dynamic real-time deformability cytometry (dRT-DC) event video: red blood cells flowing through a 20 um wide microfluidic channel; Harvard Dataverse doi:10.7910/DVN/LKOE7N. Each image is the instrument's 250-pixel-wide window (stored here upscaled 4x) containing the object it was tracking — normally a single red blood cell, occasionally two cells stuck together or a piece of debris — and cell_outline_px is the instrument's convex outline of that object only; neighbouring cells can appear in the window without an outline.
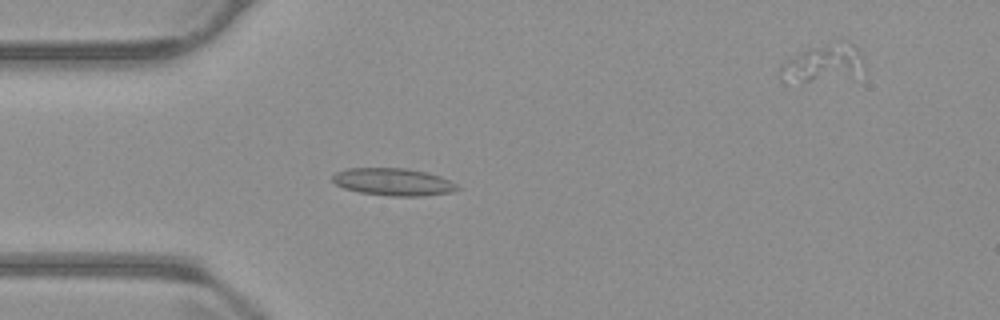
{"species": "common noctule bat (a hibernating species)", "species_latin": "Nyctalus noctula", "temperature_condition": "warm", "stored_images_in_passage": 45, "camera_frame_rate_fps": 3000, "um_per_image_px": 0.085, "animal": {"sex": "male", "body_mass_g": 23.1, "forearm_length_mm": 52.7}, "frame": {"image": 1, "passage_image": 9, "time_ms": 2.667, "image_size_px": [1000, 320], "cell_outline_px": [[460, 188], [452, 192], [424, 196], [388, 196], [360, 192], [344, 188], [336, 184], [332, 180], [332, 176], [336, 172], [344, 168], [408, 168], [428, 172], [440, 176], [456, 184]], "centroid_in_image_um": [33.42, 15.46], "position_along_channel_um": 51.6, "area_um2": 20.06}}
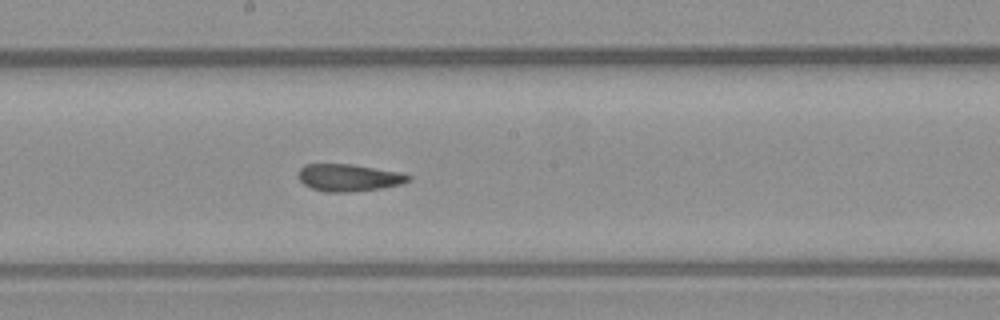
{"frame": {"image": 2, "passage_image": 23, "time_ms": 7.333, "image_size_px": [1000, 320], "cell_outline_px": [[412, 176], [408, 180], [400, 184], [380, 188], [348, 192], [324, 192], [312, 188], [304, 184], [296, 176], [300, 168], [304, 164], [352, 164], [400, 172]], "centroid_in_image_um": [29.59, 15.09], "position_along_channel_um": 218.6, "area_um2": 17.4}}
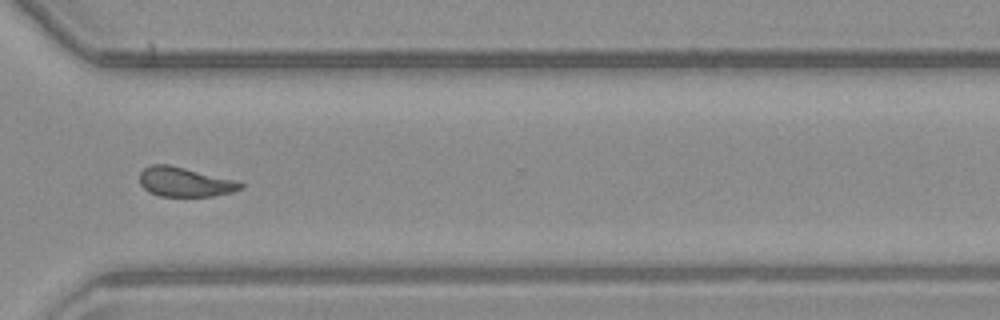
{"frame": {"image": 3, "passage_image": 34, "time_ms": 11.0, "image_size_px": [1000, 320], "cell_outline_px": [[244, 188], [232, 192], [212, 196], [160, 196], [148, 192], [140, 184], [140, 172], [144, 168], [152, 164], [168, 164], [240, 180], [244, 184]], "centroid_in_image_um": [15.76, 15.46], "position_along_channel_um": 354.8, "area_um2": 17.63}, "authors_computed_cell_mechanics": {"area_um2": 17.918, "velocity_mm_per_s": 3.7203, "shape_relaxation_time_tau1_ms": null, "shape_relaxation_time_tau2_ms": 1.754, "deformation_change_tau1": null, "deformation_change_tau2": 0.0688}}